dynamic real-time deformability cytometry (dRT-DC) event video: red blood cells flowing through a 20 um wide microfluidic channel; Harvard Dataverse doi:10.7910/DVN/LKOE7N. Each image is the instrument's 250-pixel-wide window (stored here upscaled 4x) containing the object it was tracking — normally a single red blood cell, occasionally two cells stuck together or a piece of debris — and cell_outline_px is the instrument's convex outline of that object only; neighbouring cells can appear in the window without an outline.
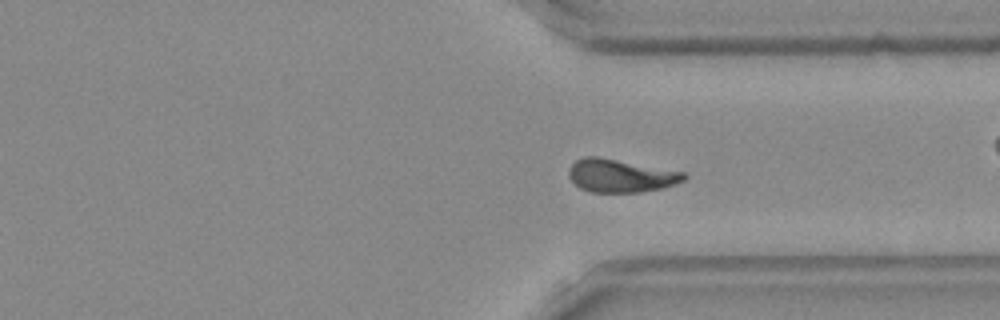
{"species": "Egyptian fruit bat (a non-hibernating species)", "species_latin": "Rousettus aegyptiacus", "temperature_condition": "room temperature", "stored_images_in_passage": 53, "camera_frame_rate_fps": 3000, "um_per_image_px": 0.085, "frame": {"image": 1, "passage_image": 38, "time_ms": 12.333, "image_size_px": [1000, 320], "cell_outline_px": [[688, 176], [684, 180], [664, 188], [640, 192], [592, 192], [580, 188], [568, 176], [568, 168], [576, 160], [584, 156], [596, 156], [688, 172]], "centroid_in_image_um": [52.78, 14.93], "position_along_channel_um": 358.6, "area_um2": 22.37}, "authors_computed_cell_mechanics": {"area_um2": 21.964, "velocity_mm_per_s": 3.8329, "shape_relaxation_time_tau1_ms": null, "shape_relaxation_time_tau2_ms": 2.8016, "deformation_change_tau1": null, "deformation_change_tau2": 0.0884}}